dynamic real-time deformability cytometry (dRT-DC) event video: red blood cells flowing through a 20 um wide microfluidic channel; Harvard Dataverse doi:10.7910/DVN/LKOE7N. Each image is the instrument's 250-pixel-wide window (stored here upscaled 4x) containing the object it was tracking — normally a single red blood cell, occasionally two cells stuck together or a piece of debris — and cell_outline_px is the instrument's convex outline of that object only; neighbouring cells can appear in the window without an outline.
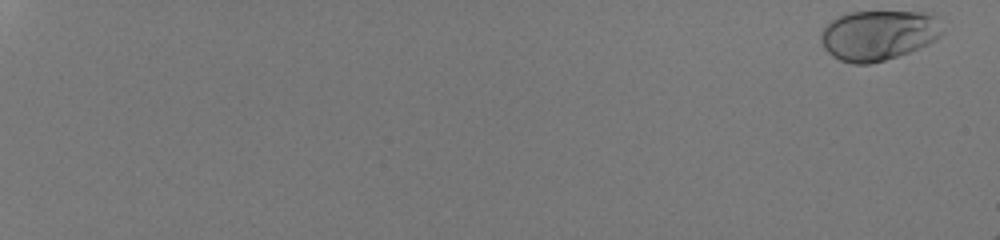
{"species": "human", "species_latin": "Homo sapiens", "temperature_condition": "room temperature", "stored_images_in_passage": 55, "camera_frame_rate_fps": 3000, "um_per_image_px": 0.085, "donor": {"sex": "male"}, "frame": {"image": 1, "passage_image": 1, "time_ms": 0.0, "image_size_px": [1000, 240], "cell_outline_px": [[944, 32], [936, 40], [928, 44], [908, 52], [884, 60], [868, 64], [852, 64], [840, 60], [832, 56], [824, 48], [820, 40], [820, 32], [832, 20], [848, 12], [924, 12], [936, 16]], "centroid_in_image_um": [74.66, 2.99], "position_along_channel_um": 10.3, "area_um2": 35.43}}
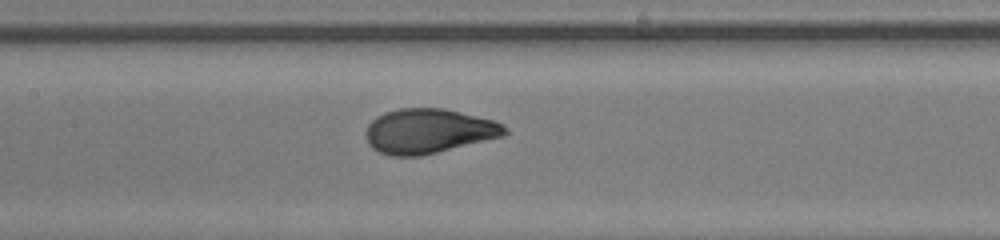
{"frame": {"image": 2, "passage_image": 32, "time_ms": 10.333, "image_size_px": [1000, 240], "cell_outline_px": [[508, 132], [504, 136], [420, 156], [392, 156], [380, 152], [372, 148], [368, 144], [364, 132], [368, 124], [372, 120], [384, 112], [400, 108], [444, 108], [492, 120], [508, 128]], "centroid_in_image_um": [36.39, 11.14], "position_along_channel_um": 171.0, "area_um2": 36.07}}
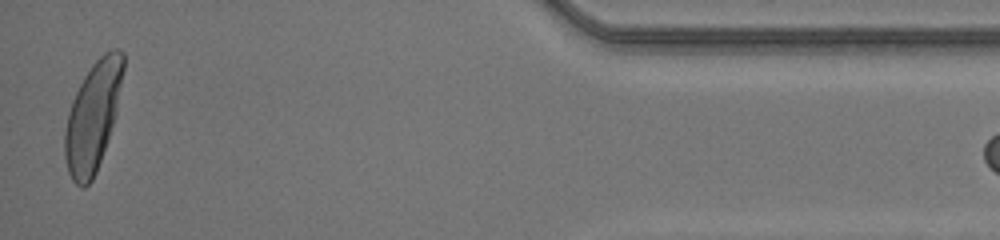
{"frame": {"image": 3, "passage_image": 54, "time_ms": 17.667, "image_size_px": [1000, 240], "cell_outline_px": [[124, 68], [116, 112], [108, 140], [96, 172], [92, 180], [84, 188], [80, 188], [72, 180], [68, 172], [64, 156], [64, 132], [68, 112], [72, 100], [84, 76], [92, 64], [104, 52], [112, 48], [120, 48], [124, 52]], "centroid_in_image_um": [7.89, 9.89], "position_along_channel_um": 427.3, "area_um2": 37.22}}